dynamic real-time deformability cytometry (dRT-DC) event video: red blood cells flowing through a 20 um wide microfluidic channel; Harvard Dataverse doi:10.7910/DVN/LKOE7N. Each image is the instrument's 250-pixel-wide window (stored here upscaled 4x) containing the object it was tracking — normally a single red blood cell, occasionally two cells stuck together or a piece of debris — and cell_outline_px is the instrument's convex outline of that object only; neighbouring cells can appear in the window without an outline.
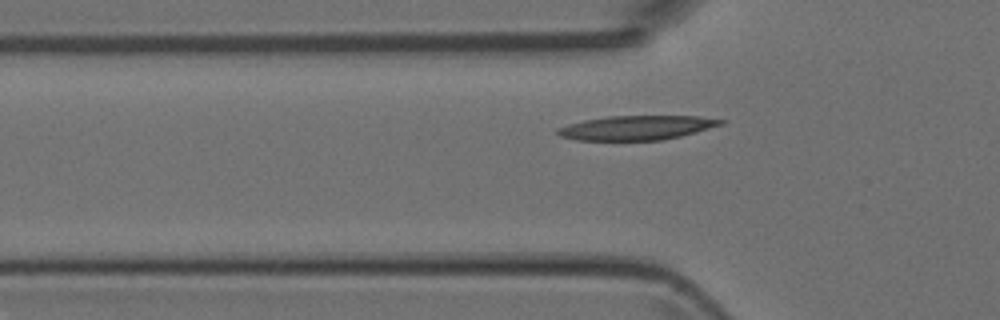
{"species": "Egyptian fruit bat (a non-hibernating species)", "species_latin": "Rousettus aegyptiacus", "temperature_condition": "room temperature", "stored_images_in_passage": 5, "camera_frame_rate_fps": 3000, "um_per_image_px": 0.085, "animal": {"sex": "female"}, "frame": {"image": 1, "passage_image": 3, "time_ms": 3.333, "image_size_px": [1000, 320], "cell_outline_px": [[724, 124], [680, 136], [660, 140], [576, 140], [560, 136], [556, 132], [556, 128], [568, 124], [584, 120], [608, 116], [700, 116], [724, 120]], "centroid_in_image_um": [54.08, 10.85], "position_along_channel_um": 71.7, "area_um2": 23.0}}
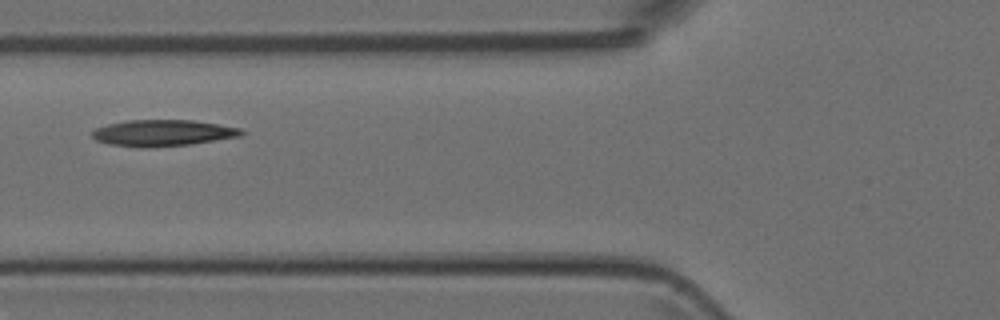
{"frame": {"image": 2, "passage_image": 4, "time_ms": 4.333, "image_size_px": [1000, 320], "cell_outline_px": [[244, 132], [240, 136], [188, 144], [144, 148], [108, 144], [96, 140], [92, 136], [92, 132], [96, 128], [108, 124], [128, 120], [192, 120], [240, 128]], "centroid_in_image_um": [13.79, 11.3], "position_along_channel_um": 112.0, "area_um2": 22.6}}
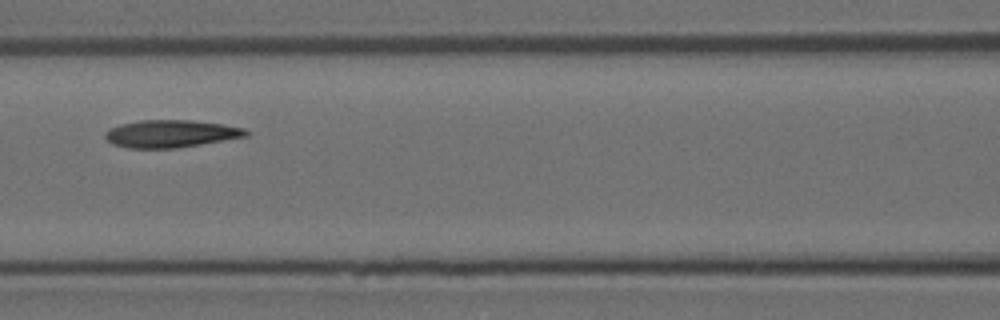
{"frame": {"image": 3, "passage_image": 5, "time_ms": 5.333, "image_size_px": [1000, 320], "cell_outline_px": [[248, 136], [176, 148], [128, 148], [112, 144], [104, 136], [104, 132], [108, 128], [120, 124], [140, 120], [192, 120], [224, 124], [244, 128], [248, 132]], "centroid_in_image_um": [14.49, 11.36], "position_along_channel_um": 152.1, "area_um2": 22.6}}